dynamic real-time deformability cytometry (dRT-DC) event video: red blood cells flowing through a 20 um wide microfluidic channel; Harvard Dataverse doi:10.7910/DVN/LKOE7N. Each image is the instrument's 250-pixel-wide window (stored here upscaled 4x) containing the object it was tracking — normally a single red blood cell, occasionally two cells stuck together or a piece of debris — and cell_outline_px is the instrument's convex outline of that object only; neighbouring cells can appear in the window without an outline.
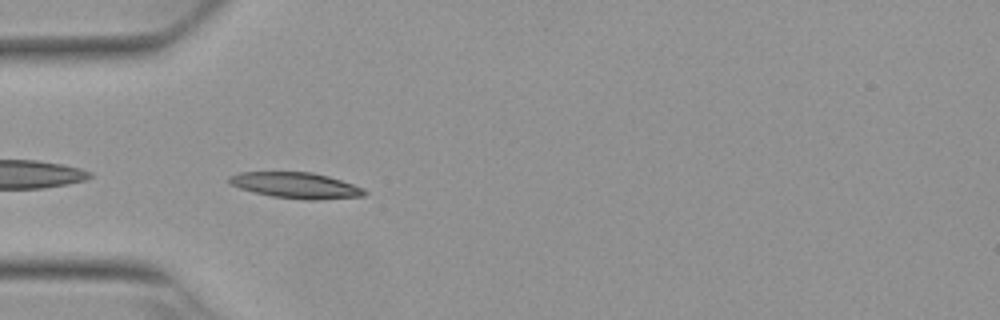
{"species": "Egyptian fruit bat (a non-hibernating species)", "species_latin": "Rousettus aegyptiacus", "temperature_condition": "warm", "stored_images_in_passage": 38, "camera_frame_rate_fps": 3000, "um_per_image_px": 0.085, "animal": {"sex": "female"}, "frame": {"image": 1, "passage_image": 2, "time_ms": 0.333, "image_size_px": [1000, 320], "cell_outline_px": [[368, 192], [364, 196], [316, 200], [304, 200], [272, 196], [240, 188], [232, 184], [228, 180], [228, 176], [240, 172], [312, 172], [328, 176], [364, 188]], "centroid_in_image_um": [25.18, 15.76], "position_along_channel_um": 59.8, "area_um2": 20.29}}
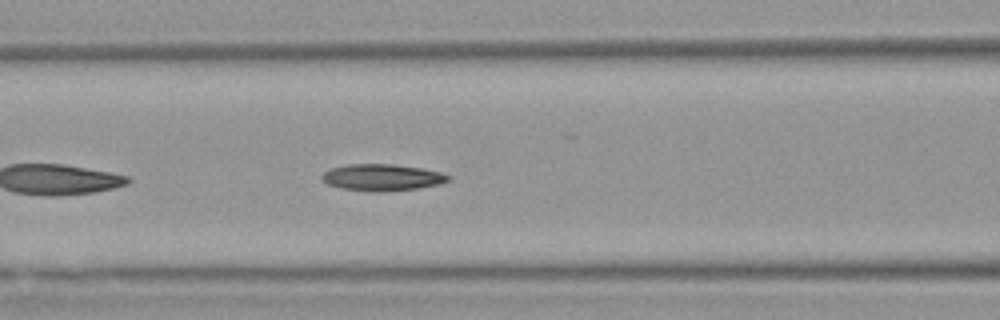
{"frame": {"image": 2, "passage_image": 8, "time_ms": 2.333, "image_size_px": [1000, 320], "cell_outline_px": [[452, 176], [448, 180], [440, 184], [416, 188], [380, 192], [368, 192], [340, 188], [328, 184], [320, 176], [324, 172], [332, 168], [348, 164], [392, 164], [420, 168], [440, 172]], "centroid_in_image_um": [32.46, 15.08], "position_along_channel_um": 134.1, "area_um2": 19.54}}
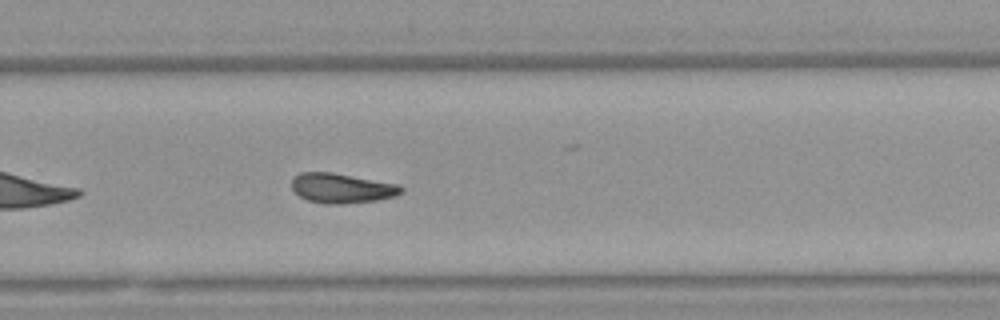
{"frame": {"image": 3, "passage_image": 21, "time_ms": 6.667, "image_size_px": [1000, 320], "cell_outline_px": [[404, 192], [396, 196], [380, 200], [344, 204], [324, 204], [308, 200], [300, 196], [292, 188], [292, 176], [300, 172], [332, 172], [400, 184], [404, 188]], "centroid_in_image_um": [29.09, 15.99], "position_along_channel_um": 300.7, "area_um2": 19.36}, "authors_computed_cell_mechanics": {"area_um2": 19.0451, "velocity_mm_per_s": 3.8591, "shape_relaxation_time_tau1_ms": 9.0879, "shape_relaxation_time_tau2_ms": null, "deformation_change_tau1": 0.1971, "deformation_change_tau2": null}}